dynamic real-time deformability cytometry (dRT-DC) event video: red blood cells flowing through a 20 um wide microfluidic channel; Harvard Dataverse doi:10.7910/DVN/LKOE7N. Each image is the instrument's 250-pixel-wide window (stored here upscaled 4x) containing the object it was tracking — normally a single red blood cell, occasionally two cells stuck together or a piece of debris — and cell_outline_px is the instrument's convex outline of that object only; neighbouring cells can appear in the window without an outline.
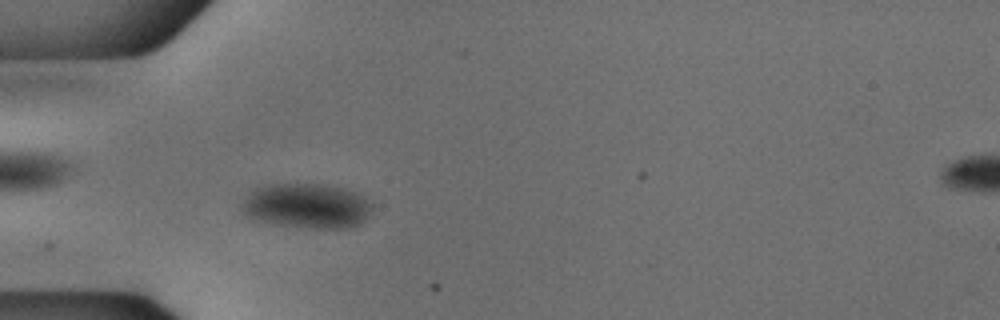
{"species": "common noctule bat (a hibernating species)", "species_latin": "Nyctalus noctula", "temperature_condition": "cold", "stored_images_in_passage": 53, "camera_frame_rate_fps": 3000, "um_per_image_px": 0.085, "animal": {"sex": "male", "body_mass_g": 18.8}, "frame": {"image": 1, "passage_image": 16, "time_ms": 5.0, "image_size_px": [1000, 320], "cell_outline_px": [[372, 212], [360, 224], [348, 228], [312, 228], [280, 224], [260, 220], [244, 212], [244, 200], [252, 192], [264, 184], [296, 180], [344, 188], [356, 192], [368, 200], [372, 204]], "centroid_in_image_um": [26.15, 17.44], "position_along_channel_um": 58.8, "area_um2": 34.28}}
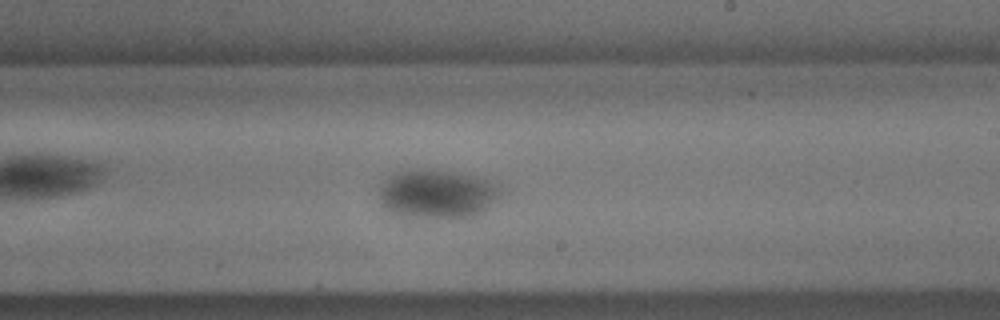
{"frame": {"image": 2, "passage_image": 32, "time_ms": 10.333, "image_size_px": [1000, 320], "cell_outline_px": [[508, 192], [484, 212], [472, 216], [408, 216], [388, 212], [380, 204], [380, 188], [384, 180], [388, 176], [400, 172], [456, 172], [476, 176], [488, 180]], "centroid_in_image_um": [37.25, 16.51], "position_along_channel_um": 251.8, "area_um2": 33.81}}
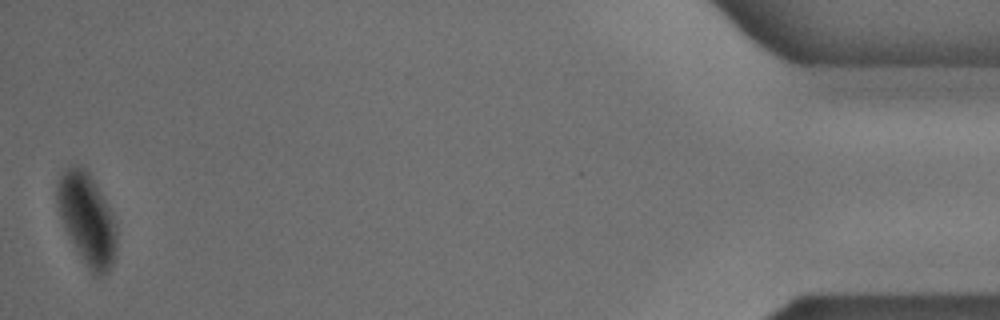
{"frame": {"image": 3, "passage_image": 53, "time_ms": 17.333, "image_size_px": [1000, 320], "cell_outline_px": [[116, 256], [112, 268], [104, 276], [92, 276], [80, 256], [64, 228], [56, 204], [56, 184], [64, 168], [68, 164], [80, 164], [88, 172], [96, 184], [112, 212], [116, 220]], "centroid_in_image_um": [7.4, 18.62], "position_along_channel_um": 427.8, "area_um2": 32.43}}